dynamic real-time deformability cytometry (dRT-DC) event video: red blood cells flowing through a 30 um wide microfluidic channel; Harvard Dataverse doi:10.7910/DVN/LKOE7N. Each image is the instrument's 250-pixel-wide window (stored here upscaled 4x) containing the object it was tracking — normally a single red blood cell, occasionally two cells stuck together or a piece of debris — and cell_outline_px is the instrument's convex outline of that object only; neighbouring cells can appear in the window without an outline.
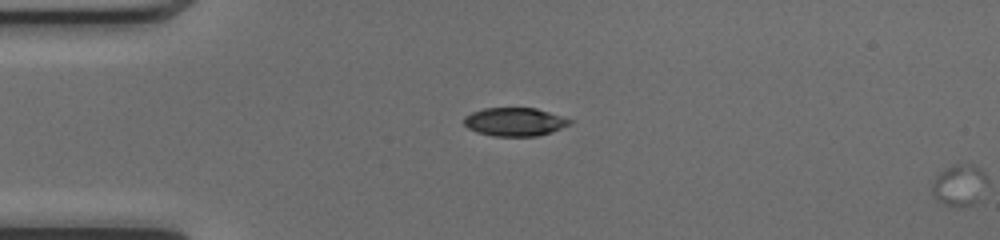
{"species": "common noctule bat (a hibernating species)", "species_latin": "Nyctalus noctula", "temperature_condition": "cold", "stored_images_in_passage": 6, "segment_of_instrument_passage": [1, 2], "camera_frame_rate_fps": 3000, "um_per_image_px": 0.085, "animal": {"sex": "female", "body_mass_g": 17.0, "forearm_length_mm": 48.0}, "frame": {"image": 1, "passage_image": 5, "time_ms": 1.333, "image_size_px": [1000, 240], "cell_outline_px": [[572, 120], [568, 124], [552, 132], [536, 136], [492, 136], [476, 132], [468, 128], [464, 124], [464, 116], [472, 112], [484, 108], [536, 108]], "centroid_in_image_um": [43.69, 10.36], "position_along_channel_um": 41.3, "area_um2": 17.34}}